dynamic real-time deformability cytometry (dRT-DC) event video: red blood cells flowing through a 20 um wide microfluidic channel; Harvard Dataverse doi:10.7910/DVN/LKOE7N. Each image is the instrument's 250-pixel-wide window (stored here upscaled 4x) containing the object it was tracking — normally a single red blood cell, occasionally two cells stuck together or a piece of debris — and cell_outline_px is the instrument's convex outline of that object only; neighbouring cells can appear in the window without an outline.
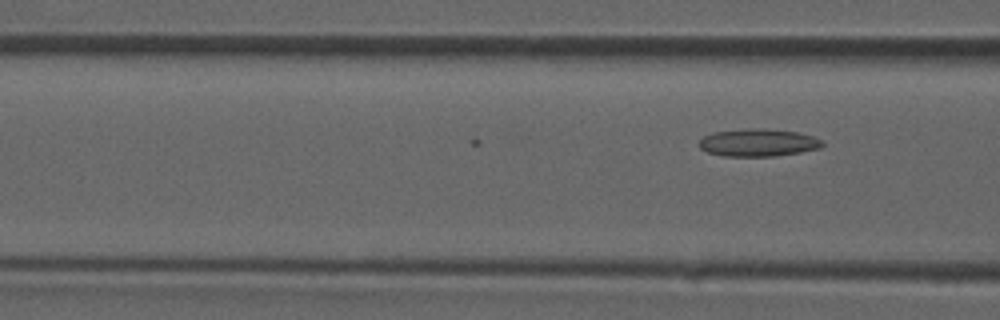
{"species": "common noctule bat (a hibernating species)", "species_latin": "Nyctalus noctula", "temperature_condition": "room temperature", "stored_images_in_passage": 8, "camera_frame_rate_fps": 3000, "um_per_image_px": 0.085, "animal": {"sex": "male", "forearm_length_mm": 52.5}, "frame": {"image": 1, "passage_image": 8, "time_ms": 2.333, "image_size_px": [1000, 320], "cell_outline_px": [[824, 144], [820, 148], [800, 152], [776, 156], [724, 156], [708, 152], [700, 148], [700, 140], [704, 136], [712, 132], [752, 128], [764, 128], [796, 132], [812, 136], [824, 140]], "centroid_in_image_um": [64.47, 12.12], "position_along_channel_um": 102.1, "area_um2": 19.77}}